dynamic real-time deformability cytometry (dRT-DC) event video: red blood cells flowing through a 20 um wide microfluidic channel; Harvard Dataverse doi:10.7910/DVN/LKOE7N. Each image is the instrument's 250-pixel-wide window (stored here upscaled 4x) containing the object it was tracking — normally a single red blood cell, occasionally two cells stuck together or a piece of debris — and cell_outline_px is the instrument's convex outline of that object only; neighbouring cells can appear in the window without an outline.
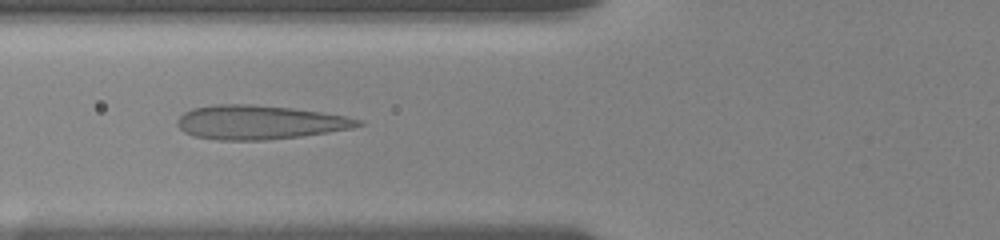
{"species": "human", "species_latin": "Homo sapiens", "temperature_condition": "room temperature", "stored_images_in_passage": 27, "camera_frame_rate_fps": 3000, "um_per_image_px": 0.085, "donor": {"sex": "female"}, "frame": {"image": 1, "passage_image": 15, "time_ms": 7.0, "image_size_px": [1000, 240], "cell_outline_px": [[364, 124], [352, 128], [328, 132], [300, 136], [264, 140], [216, 140], [192, 136], [184, 132], [176, 124], [176, 120], [184, 112], [192, 108], [216, 104], [252, 104], [292, 108], [320, 112], [344, 116], [360, 120]], "centroid_in_image_um": [21.99, 10.39], "position_along_channel_um": 103.8, "area_um2": 35.78}}
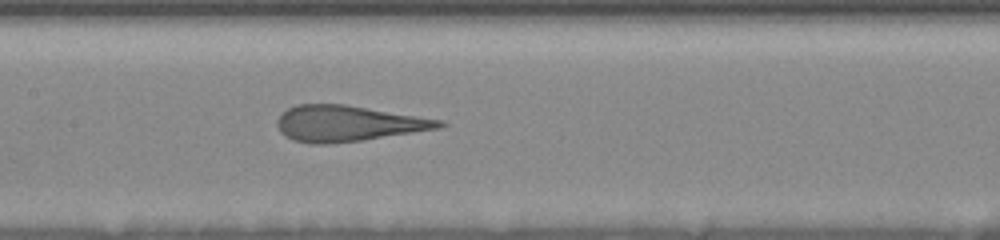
{"frame": {"image": 2, "passage_image": 20, "time_ms": 9.0, "image_size_px": [1000, 240], "cell_outline_px": [[448, 124], [440, 128], [360, 140], [328, 144], [312, 144], [292, 140], [284, 136], [280, 132], [276, 124], [276, 120], [288, 108], [296, 104], [344, 104], [444, 120]], "centroid_in_image_um": [29.55, 10.49], "position_along_channel_um": 177.9, "area_um2": 33.76}}
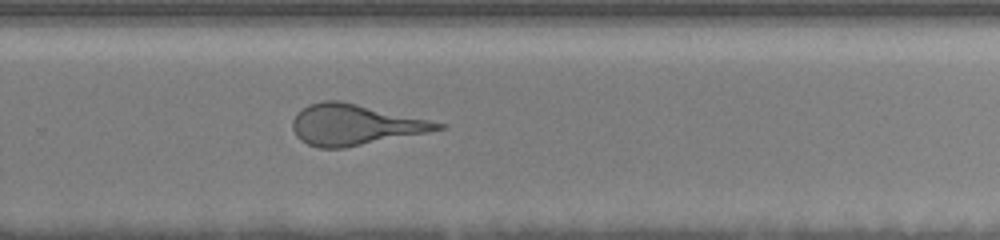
{"frame": {"image": 3, "passage_image": 27, "time_ms": 12.333, "image_size_px": [1000, 240], "cell_outline_px": [[448, 128], [428, 132], [344, 148], [316, 148], [300, 140], [296, 136], [292, 128], [292, 120], [296, 112], [308, 104], [324, 100], [340, 100], [448, 124]], "centroid_in_image_um": [30.14, 10.6], "position_along_channel_um": 299.7, "area_um2": 34.68}}